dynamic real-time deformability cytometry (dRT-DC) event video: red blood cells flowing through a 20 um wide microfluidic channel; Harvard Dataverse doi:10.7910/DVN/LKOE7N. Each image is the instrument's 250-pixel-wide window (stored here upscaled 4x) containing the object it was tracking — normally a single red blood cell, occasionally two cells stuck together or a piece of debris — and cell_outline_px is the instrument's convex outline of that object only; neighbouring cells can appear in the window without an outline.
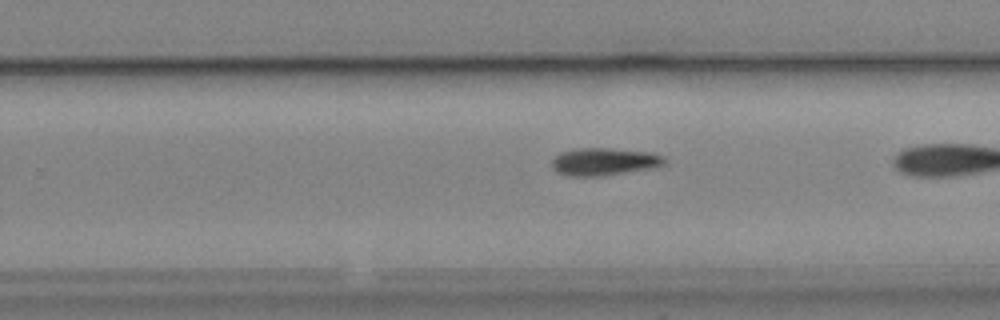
{"species": "common noctule bat (a hibernating species)", "species_latin": "Nyctalus noctula", "temperature_condition": "cold", "stored_images_in_passage": 39, "camera_frame_rate_fps": 3000, "um_per_image_px": 0.085, "animal": {"sex": "male", "body_mass_g": 19.2, "forearm_length_mm": 51.8}, "frame": {"image": 1, "passage_image": 31, "time_ms": 10.0, "image_size_px": [1000, 320], "cell_outline_px": [[664, 164], [648, 168], [604, 176], [568, 176], [556, 172], [552, 168], [552, 160], [560, 152], [580, 148], [608, 148], [652, 152], [664, 156]], "centroid_in_image_um": [51.31, 13.74], "position_along_channel_um": 278.5, "area_um2": 17.98}}